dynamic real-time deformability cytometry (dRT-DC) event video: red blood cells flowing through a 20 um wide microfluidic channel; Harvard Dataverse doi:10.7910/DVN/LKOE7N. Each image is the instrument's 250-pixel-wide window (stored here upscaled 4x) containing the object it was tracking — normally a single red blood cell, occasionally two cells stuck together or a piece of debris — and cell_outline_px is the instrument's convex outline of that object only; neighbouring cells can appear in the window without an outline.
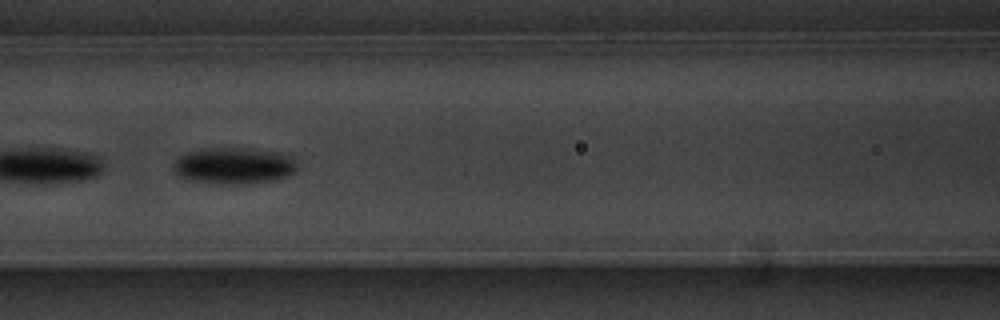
{"species": "common noctule bat (a hibernating species)", "species_latin": "Nyctalus noctula", "temperature_condition": "warm", "stored_images_in_passage": 28, "camera_frame_rate_fps": 3000, "um_per_image_px": 0.085, "animal": {"sex": "male", "body_mass_g": 20.1, "forearm_length_mm": 53.5}, "frame": {"image": 1, "passage_image": 24, "time_ms": 7.667, "image_size_px": [1000, 320], "cell_outline_px": [[296, 172], [288, 176], [272, 180], [244, 184], [216, 184], [188, 180], [180, 176], [172, 168], [172, 164], [184, 152], [200, 148], [252, 148], [280, 152], [292, 156], [296, 160]], "centroid_in_image_um": [19.88, 14.07], "position_along_channel_um": 146.7, "area_um2": 26.82}}